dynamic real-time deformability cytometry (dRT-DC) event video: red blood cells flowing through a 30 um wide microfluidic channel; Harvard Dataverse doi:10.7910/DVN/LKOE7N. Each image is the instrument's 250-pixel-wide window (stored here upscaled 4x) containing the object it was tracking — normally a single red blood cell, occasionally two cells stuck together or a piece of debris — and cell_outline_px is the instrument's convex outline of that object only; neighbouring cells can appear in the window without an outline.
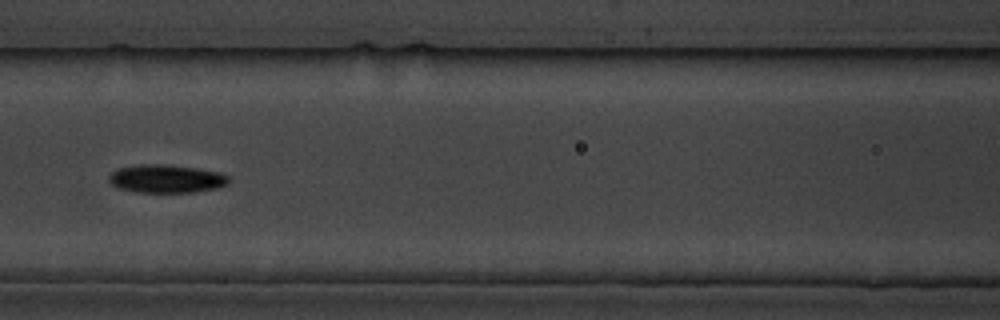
{"species": "common noctule bat (a hibernating species)", "species_latin": "Nyctalus noctula", "temperature_condition": "cold", "stored_images_in_passage": 8, "camera_frame_rate_fps": 3000, "um_per_image_px": 0.085, "animal": {"sex": "male", "body_mass_g": 19.5, "forearm_length_mm": 54.6}, "frame": {"image": 1, "passage_image": 7, "time_ms": 7.0, "image_size_px": [1000, 320], "cell_outline_px": [[228, 184], [216, 188], [196, 192], [136, 192], [116, 188], [108, 180], [108, 176], [112, 172], [120, 168], [140, 164], [160, 164], [196, 168], [220, 172], [228, 176]], "centroid_in_image_um": [14.12, 15.2], "position_along_channel_um": 152.5, "area_um2": 19.65}}